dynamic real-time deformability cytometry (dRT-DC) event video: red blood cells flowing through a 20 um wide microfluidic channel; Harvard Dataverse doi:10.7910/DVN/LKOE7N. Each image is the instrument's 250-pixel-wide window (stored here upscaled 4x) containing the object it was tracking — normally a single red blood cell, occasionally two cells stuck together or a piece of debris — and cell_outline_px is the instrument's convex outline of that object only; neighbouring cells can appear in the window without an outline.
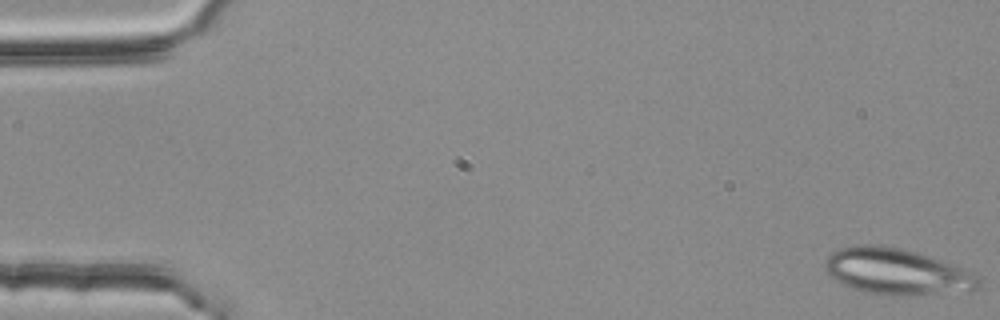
{"species": "common noctule bat (a hibernating species)", "species_latin": "Nyctalus noctula", "temperature_condition": "room temperature", "stored_images_in_passage": 53, "segment_of_instrument_passage": [1, 2], "camera_frame_rate_fps": 3000, "um_per_image_px": 0.085, "animal": {"sex": "female", "body_mass_g": 25.1}, "frame": {"image": 1, "passage_image": 1, "time_ms": 0.0, "image_size_px": [1000, 320], "cell_outline_px": [[980, 288], [972, 292], [912, 296], [892, 296], [864, 292], [848, 288], [836, 280], [828, 272], [824, 264], [824, 260], [836, 248], [852, 244], [880, 244], [904, 248], [964, 268], [980, 276]], "centroid_in_image_um": [76.26, 23.1], "position_along_channel_um": 8.7, "area_um2": 42.54}}